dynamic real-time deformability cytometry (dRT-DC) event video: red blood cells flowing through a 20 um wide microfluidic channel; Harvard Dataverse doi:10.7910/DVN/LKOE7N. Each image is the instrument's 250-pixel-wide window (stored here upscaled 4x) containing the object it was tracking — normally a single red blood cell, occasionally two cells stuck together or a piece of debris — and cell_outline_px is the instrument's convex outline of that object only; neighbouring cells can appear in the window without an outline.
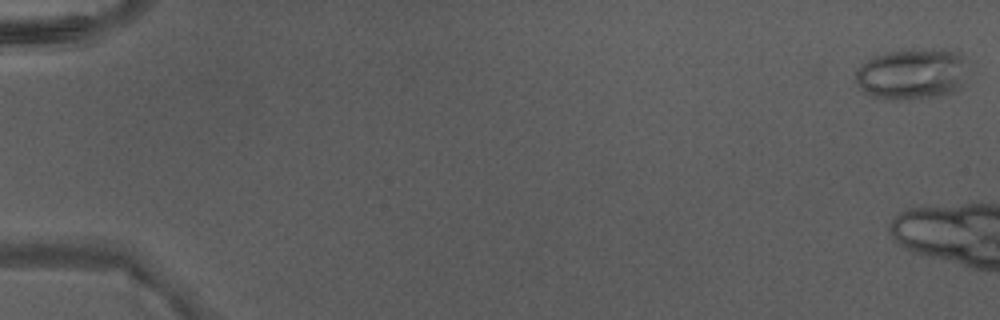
{"species": "Egyptian fruit bat (a non-hibernating species)", "species_latin": "Rousettus aegyptiacus", "temperature_condition": "warm", "stored_images_in_passage": 5, "camera_frame_rate_fps": 3000, "um_per_image_px": 0.085, "animal": {"sex": "male"}, "frame": {"image": 1, "passage_image": 1, "time_ms": 0.0, "image_size_px": [1000, 320], "cell_outline_px": [[964, 84], [952, 92], [936, 96], [908, 100], [888, 100], [872, 96], [864, 92], [856, 84], [856, 72], [860, 64], [872, 56], [884, 52], [908, 48], [944, 48], [960, 52], [964, 56]], "centroid_in_image_um": [77.49, 6.26], "position_along_channel_um": 7.5, "area_um2": 34.28}}